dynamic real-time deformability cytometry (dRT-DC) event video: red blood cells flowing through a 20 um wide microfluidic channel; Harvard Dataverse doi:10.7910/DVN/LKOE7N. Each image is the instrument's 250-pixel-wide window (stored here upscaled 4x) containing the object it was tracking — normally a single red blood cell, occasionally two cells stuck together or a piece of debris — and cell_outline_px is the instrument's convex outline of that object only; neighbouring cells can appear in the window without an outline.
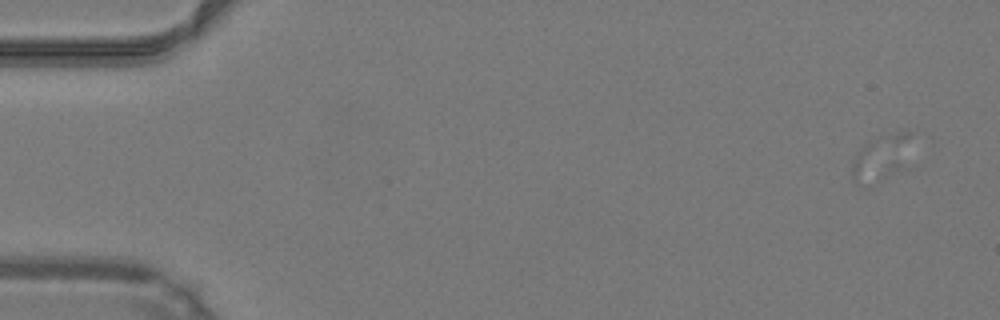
{"species": "common noctule bat (a hibernating species)", "species_latin": "Nyctalus noctula", "temperature_condition": "warm", "stored_images_in_passage": 1, "camera_frame_rate_fps": 3000, "um_per_image_px": 0.085, "animal": {"sex": "male", "body_mass_g": 19.2, "forearm_length_mm": 51.8}, "frame": {"image": 1, "passage_image": 1, "time_ms": 0.0, "image_size_px": [1000, 320], "cell_outline_px": [[900, 164], [896, 168], [884, 176], [864, 188], [856, 184], [852, 180], [852, 160], [864, 144], [876, 136], [880, 140]], "centroid_in_image_um": [74.15, 13.86], "position_along_channel_um": 10.8, "area_um2": 10.75}}